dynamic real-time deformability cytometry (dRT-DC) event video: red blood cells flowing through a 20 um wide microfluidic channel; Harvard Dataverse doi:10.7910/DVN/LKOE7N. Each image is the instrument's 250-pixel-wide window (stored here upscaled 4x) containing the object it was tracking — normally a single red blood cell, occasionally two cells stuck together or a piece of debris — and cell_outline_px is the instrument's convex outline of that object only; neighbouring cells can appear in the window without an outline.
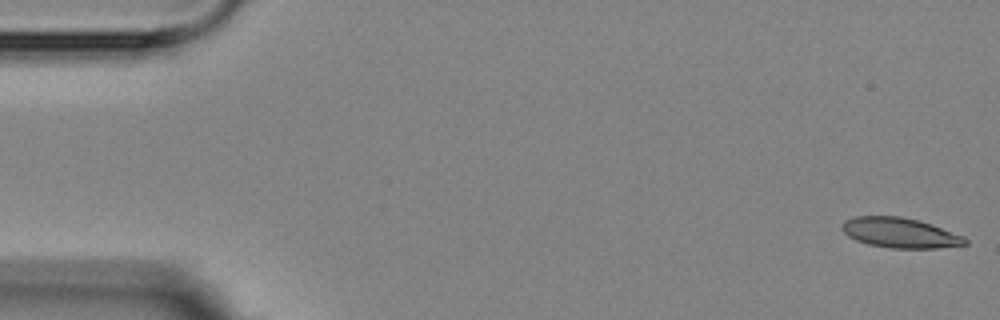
{"species": "Egyptian fruit bat (a non-hibernating species)", "species_latin": "Rousettus aegyptiacus", "temperature_condition": "room temperature", "stored_images_in_passage": 5, "camera_frame_rate_fps": 3000, "um_per_image_px": 0.085, "animal": {"sex": "female"}, "frame": {"image": 1, "passage_image": 1, "time_ms": 0.0, "image_size_px": [1000, 320], "cell_outline_px": [[968, 244], [936, 248], [892, 248], [868, 244], [856, 240], [848, 236], [840, 228], [844, 220], [856, 216], [900, 216], [916, 220], [964, 236], [968, 240]], "centroid_in_image_um": [76.46, 19.79], "position_along_channel_um": 8.5, "area_um2": 21.33}}
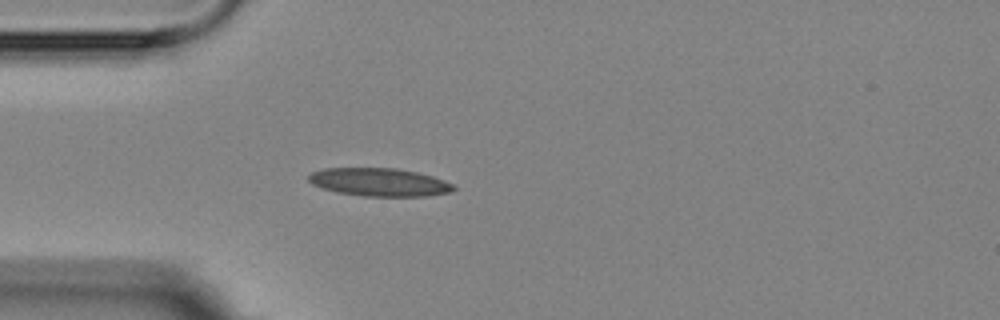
{"frame": {"image": 2, "passage_image": 5, "time_ms": 4.667, "image_size_px": [1000, 320], "cell_outline_px": [[456, 188], [452, 192], [428, 196], [364, 196], [336, 192], [320, 188], [312, 184], [308, 180], [308, 176], [312, 172], [324, 168], [396, 168], [416, 172], [432, 176], [444, 180], [452, 184]], "centroid_in_image_um": [32.23, 15.49], "position_along_channel_um": 52.8, "area_um2": 23.81}}